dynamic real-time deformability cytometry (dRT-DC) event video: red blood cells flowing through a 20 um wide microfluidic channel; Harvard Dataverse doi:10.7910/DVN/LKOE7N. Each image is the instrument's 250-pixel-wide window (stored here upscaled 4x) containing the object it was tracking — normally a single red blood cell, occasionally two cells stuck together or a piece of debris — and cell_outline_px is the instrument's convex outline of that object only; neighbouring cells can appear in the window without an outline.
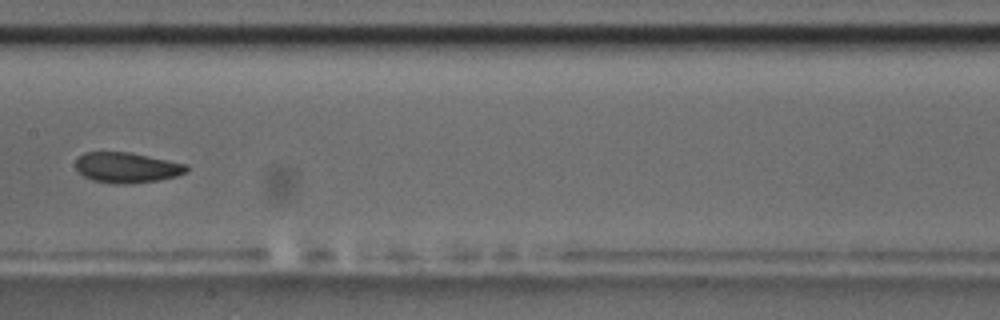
{"species": "common noctule bat (a hibernating species)", "species_latin": "Nyctalus noctula", "temperature_condition": "room temperature", "stored_images_in_passage": 9, "camera_frame_rate_fps": 3000, "um_per_image_px": 0.085, "animal": {"sex": "male", "body_mass_g": 17.5, "forearm_length_mm": 52.3}, "frame": {"image": 1, "passage_image": 8, "time_ms": 8.333, "image_size_px": [1000, 320], "cell_outline_px": [[188, 172], [176, 176], [156, 180], [128, 184], [116, 184], [92, 180], [84, 176], [76, 168], [76, 160], [84, 152], [132, 152], [188, 164]], "centroid_in_image_um": [10.81, 14.23], "position_along_channel_um": 196.6, "area_um2": 19.71}}
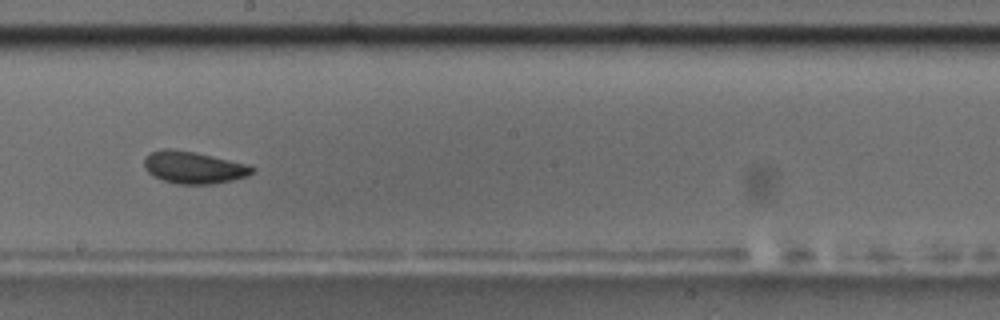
{"frame": {"image": 2, "passage_image": 9, "time_ms": 9.333, "image_size_px": [1000, 320], "cell_outline_px": [[256, 172], [248, 176], [232, 180], [212, 184], [176, 184], [152, 176], [144, 168], [144, 156], [148, 152], [160, 148], [172, 148], [196, 152], [248, 164], [256, 168]], "centroid_in_image_um": [16.44, 14.22], "position_along_channel_um": 231.8, "area_um2": 20.69}}